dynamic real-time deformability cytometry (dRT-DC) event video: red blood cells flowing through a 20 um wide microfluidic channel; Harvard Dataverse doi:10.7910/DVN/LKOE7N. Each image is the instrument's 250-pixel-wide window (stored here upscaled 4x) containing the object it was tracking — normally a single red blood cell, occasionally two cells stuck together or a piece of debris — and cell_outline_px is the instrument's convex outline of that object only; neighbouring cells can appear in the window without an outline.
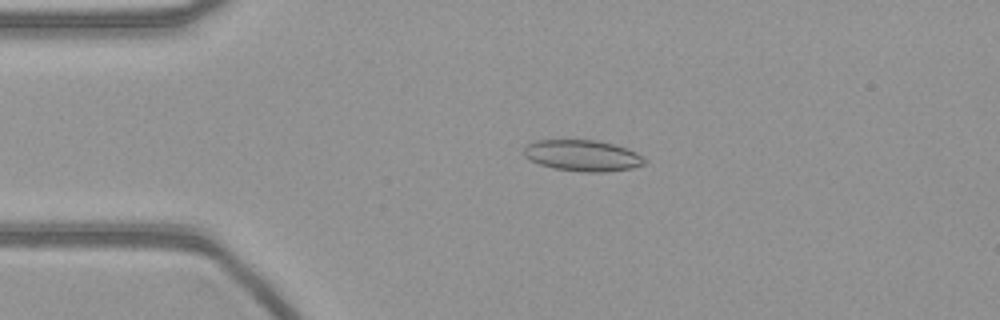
{"species": "common noctule bat (a hibernating species)", "species_latin": "Nyctalus noctula", "temperature_condition": "warm", "stored_images_in_passage": 50, "camera_frame_rate_fps": 3000, "um_per_image_px": 0.085, "animal": {"sex": "female", "body_mass_g": 21.9}, "frame": {"image": 1, "passage_image": 11, "time_ms": 3.333, "image_size_px": [1000, 320], "cell_outline_px": [[648, 160], [644, 164], [632, 168], [608, 172], [584, 172], [556, 168], [540, 164], [524, 156], [524, 148], [528, 144], [536, 140], [596, 140], [628, 148], [636, 152]], "centroid_in_image_um": [49.56, 13.22], "position_along_channel_um": 35.4, "area_um2": 21.85}}
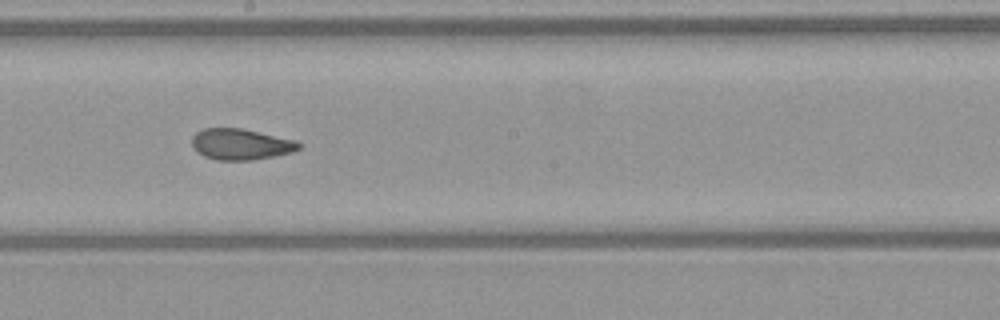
{"frame": {"image": 2, "passage_image": 29, "time_ms": 9.333, "image_size_px": [1000, 320], "cell_outline_px": [[304, 144], [300, 148], [292, 152], [276, 156], [252, 160], [216, 160], [204, 156], [196, 152], [192, 148], [192, 136], [196, 132], [204, 128], [240, 128], [296, 140]], "centroid_in_image_um": [20.47, 12.27], "position_along_channel_um": 227.7, "area_um2": 19.54}}
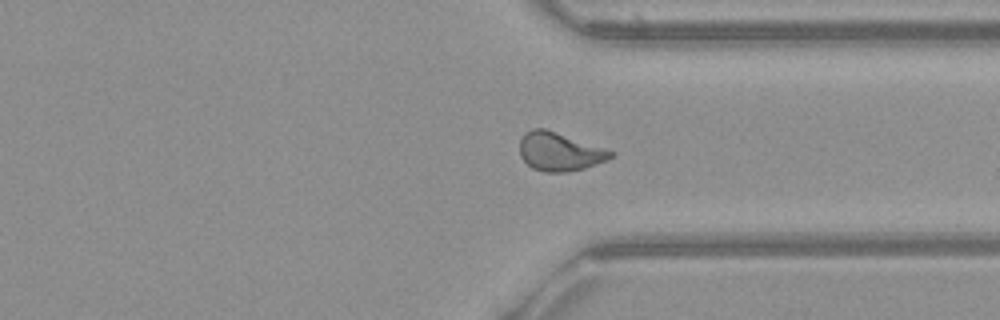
{"frame": {"image": 3, "passage_image": 40, "time_ms": 13.0, "image_size_px": [1000, 320], "cell_outline_px": [[616, 156], [608, 160], [584, 168], [568, 172], [544, 172], [532, 168], [520, 156], [520, 140], [524, 132], [532, 128], [544, 128], [616, 152]], "centroid_in_image_um": [47.57, 12.89], "position_along_channel_um": 363.8, "area_um2": 20.46}}